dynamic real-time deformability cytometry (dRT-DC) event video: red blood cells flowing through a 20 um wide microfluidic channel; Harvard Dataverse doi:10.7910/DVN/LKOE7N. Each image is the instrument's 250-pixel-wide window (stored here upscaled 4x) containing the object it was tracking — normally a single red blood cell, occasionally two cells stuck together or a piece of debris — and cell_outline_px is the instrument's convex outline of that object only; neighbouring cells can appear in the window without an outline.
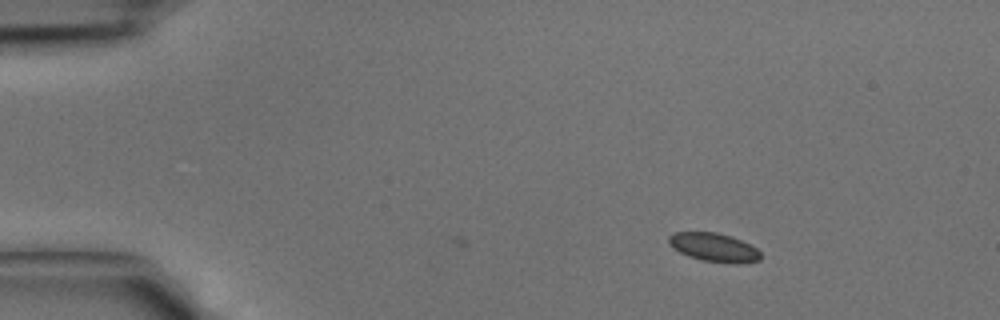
{"species": "common noctule bat (a hibernating species)", "species_latin": "Nyctalus noctula", "temperature_condition": "cold", "stored_images_in_passage": 35, "camera_frame_rate_fps": 3000, "um_per_image_px": 0.085, "animal": {"sex": "male", "body_mass_g": 15.6}, "frame": {"image": 1, "passage_image": 1, "time_ms": 0.0, "image_size_px": [1000, 320], "cell_outline_px": [[760, 260], [736, 264], [704, 260], [688, 256], [672, 248], [668, 244], [668, 236], [672, 232], [716, 232], [732, 236], [756, 248], [760, 252]], "centroid_in_image_um": [60.64, 21.01], "position_along_channel_um": 24.4, "area_um2": 15.32}}
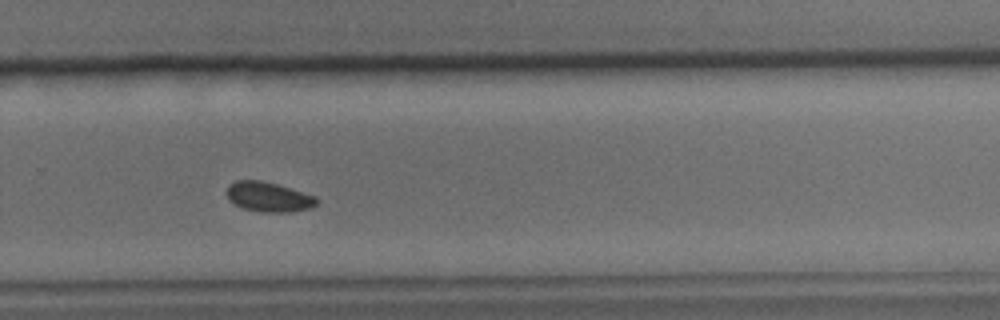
{"frame": {"image": 2, "passage_image": 24, "time_ms": 7.667, "image_size_px": [1000, 320], "cell_outline_px": [[320, 200], [316, 204], [308, 208], [292, 212], [260, 212], [244, 208], [228, 200], [228, 184], [236, 180], [260, 180], [276, 184], [316, 196]], "centroid_in_image_um": [22.83, 16.73], "position_along_channel_um": 307.0, "area_um2": 15.49}}
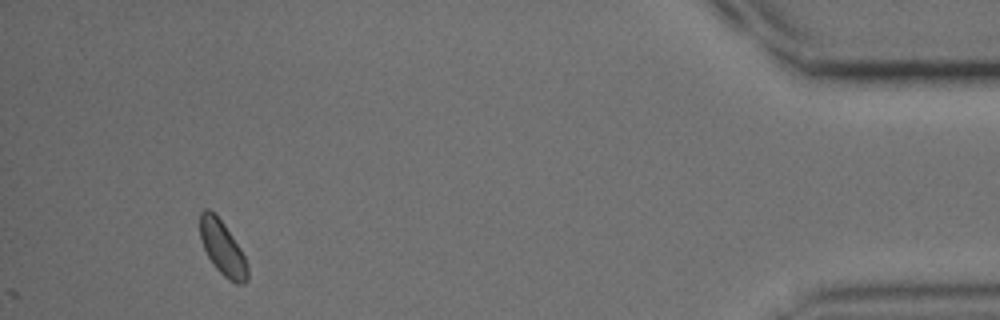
{"frame": {"image": 3, "passage_image": 35, "time_ms": 11.333, "image_size_px": [1000, 320], "cell_outline_px": [[248, 280], [244, 284], [240, 284], [228, 280], [212, 264], [200, 240], [200, 212], [204, 208], [208, 208], [224, 224], [240, 248], [248, 264]], "centroid_in_image_um": [18.91, 21.11], "position_along_channel_um": 416.3, "area_um2": 14.97}}